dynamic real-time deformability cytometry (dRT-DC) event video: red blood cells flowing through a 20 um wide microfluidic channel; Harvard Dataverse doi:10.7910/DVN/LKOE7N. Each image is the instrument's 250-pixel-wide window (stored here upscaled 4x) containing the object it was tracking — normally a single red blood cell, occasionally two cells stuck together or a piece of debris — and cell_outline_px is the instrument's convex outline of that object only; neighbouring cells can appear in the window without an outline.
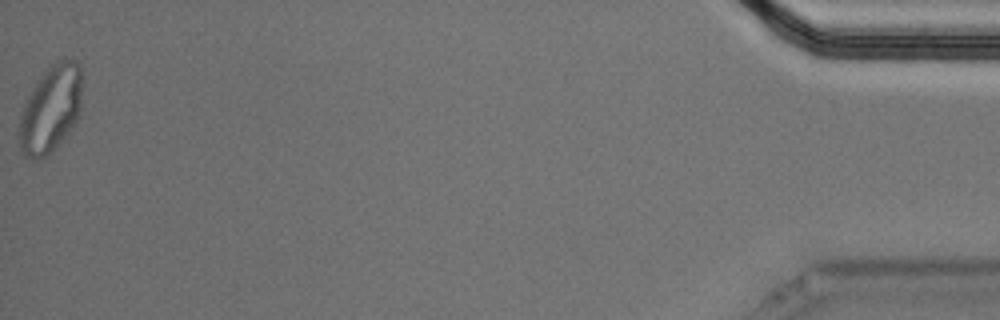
{"species": "Egyptian fruit bat (a non-hibernating species)", "species_latin": "Rousettus aegyptiacus", "temperature_condition": "cold", "stored_images_in_passage": 56, "segment_of_instrument_passage": [2, 2], "camera_frame_rate_fps": 3000, "um_per_image_px": 0.085, "animal": {"sex": "male"}, "frame": {"image": 1, "passage_image": 56, "time_ms": 18.333, "image_size_px": [1000, 320], "cell_outline_px": [[80, 116], [72, 128], [56, 148], [48, 156], [40, 160], [32, 160], [24, 156], [20, 152], [20, 116], [24, 104], [32, 88], [44, 72], [52, 64], [60, 60], [76, 60], [80, 64]], "centroid_in_image_um": [4.3, 9.34], "position_along_channel_um": 430.9, "area_um2": 31.85}}